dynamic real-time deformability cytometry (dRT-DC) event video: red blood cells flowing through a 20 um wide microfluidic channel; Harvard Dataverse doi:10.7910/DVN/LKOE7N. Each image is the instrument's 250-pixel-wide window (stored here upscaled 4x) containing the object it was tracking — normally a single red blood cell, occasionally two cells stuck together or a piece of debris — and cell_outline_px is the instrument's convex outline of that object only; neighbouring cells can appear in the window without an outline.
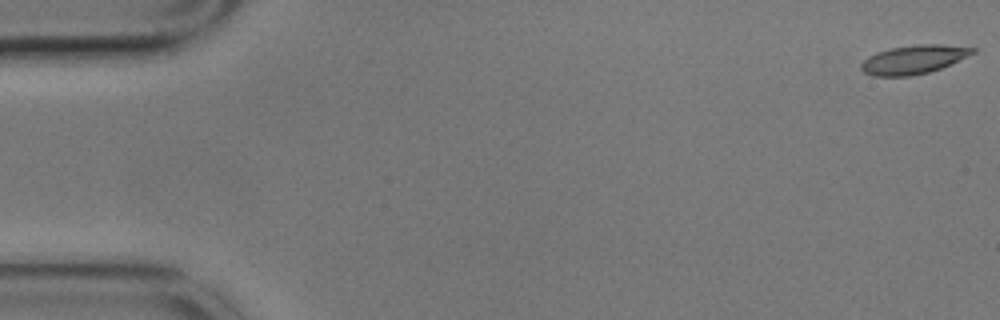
{"species": "common noctule bat (a hibernating species)", "species_latin": "Nyctalus noctula", "temperature_condition": "cold", "stored_images_in_passage": 19, "camera_frame_rate_fps": 3000, "um_per_image_px": 0.085, "animal": {"sex": "male", "body_mass_g": 17.9}, "frame": {"image": 1, "passage_image": 1, "time_ms": 0.0, "image_size_px": [1000, 320], "cell_outline_px": [[980, 48], [976, 52], [940, 68], [928, 72], [912, 76], [872, 76], [864, 72], [860, 68], [860, 64], [868, 56], [876, 52], [892, 48], [916, 44], [940, 44]], "centroid_in_image_um": [77.65, 5.05], "position_along_channel_um": 7.3, "area_um2": 18.67}}
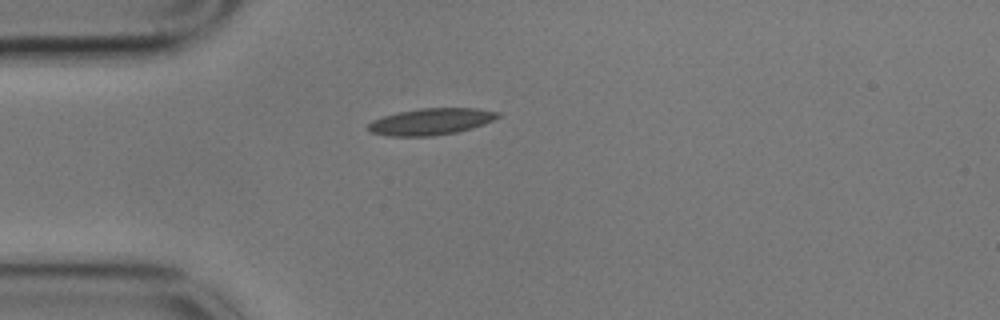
{"frame": {"image": 2, "passage_image": 15, "time_ms": 4.667, "image_size_px": [1000, 320], "cell_outline_px": [[500, 116], [484, 124], [472, 128], [456, 132], [432, 136], [388, 136], [368, 132], [368, 124], [372, 120], [396, 112], [420, 108], [476, 108], [500, 112]], "centroid_in_image_um": [36.6, 10.33], "position_along_channel_um": 48.4, "area_um2": 20.17}}